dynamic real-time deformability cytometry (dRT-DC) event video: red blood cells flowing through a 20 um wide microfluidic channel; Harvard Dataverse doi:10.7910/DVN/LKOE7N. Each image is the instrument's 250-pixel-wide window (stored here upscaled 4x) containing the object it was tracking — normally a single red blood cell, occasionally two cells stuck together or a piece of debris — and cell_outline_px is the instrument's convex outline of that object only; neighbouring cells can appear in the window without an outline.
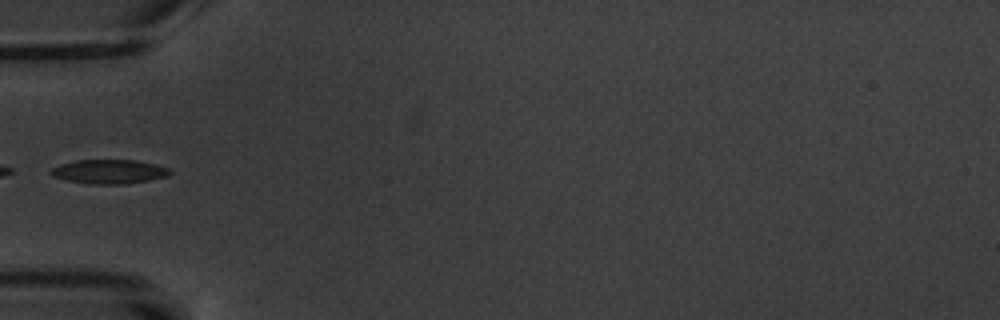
{"species": "common noctule bat (a hibernating species)", "species_latin": "Nyctalus noctula", "temperature_condition": "warm", "stored_images_in_passage": 6, "segment_of_instrument_passage": [2, 2], "camera_frame_rate_fps": 3000, "um_per_image_px": 0.085, "animal": {"sex": "male", "body_mass_g": 20.1, "forearm_length_mm": 53.5}, "frame": {"image": 1, "passage_image": 6, "time_ms": 5.667, "image_size_px": [1000, 320], "cell_outline_px": [[172, 172], [168, 176], [128, 184], [88, 184], [68, 180], [52, 176], [48, 172], [52, 168], [60, 164], [76, 160], [136, 160], [156, 164], [168, 168]], "centroid_in_image_um": [9.27, 14.59], "position_along_channel_um": 75.7, "area_um2": 16.82}}